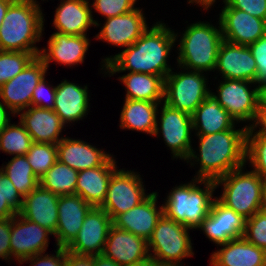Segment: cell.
<instances>
[{
    "instance_id": "obj_7",
    "label": "cell",
    "mask_w": 266,
    "mask_h": 266,
    "mask_svg": "<svg viewBox=\"0 0 266 266\" xmlns=\"http://www.w3.org/2000/svg\"><path fill=\"white\" fill-rule=\"evenodd\" d=\"M189 229L163 214L147 241L149 256L161 266H183L182 259L194 255Z\"/></svg>"
},
{
    "instance_id": "obj_3",
    "label": "cell",
    "mask_w": 266,
    "mask_h": 266,
    "mask_svg": "<svg viewBox=\"0 0 266 266\" xmlns=\"http://www.w3.org/2000/svg\"><path fill=\"white\" fill-rule=\"evenodd\" d=\"M41 9L37 0H14L0 27V50L39 56L35 45L42 40L45 21Z\"/></svg>"
},
{
    "instance_id": "obj_4",
    "label": "cell",
    "mask_w": 266,
    "mask_h": 266,
    "mask_svg": "<svg viewBox=\"0 0 266 266\" xmlns=\"http://www.w3.org/2000/svg\"><path fill=\"white\" fill-rule=\"evenodd\" d=\"M216 188L213 180L193 178L188 183H181L167 195L162 204L163 214L190 230L197 229L211 210Z\"/></svg>"
},
{
    "instance_id": "obj_36",
    "label": "cell",
    "mask_w": 266,
    "mask_h": 266,
    "mask_svg": "<svg viewBox=\"0 0 266 266\" xmlns=\"http://www.w3.org/2000/svg\"><path fill=\"white\" fill-rule=\"evenodd\" d=\"M26 157L35 175L40 179L58 160L57 145L33 142Z\"/></svg>"
},
{
    "instance_id": "obj_37",
    "label": "cell",
    "mask_w": 266,
    "mask_h": 266,
    "mask_svg": "<svg viewBox=\"0 0 266 266\" xmlns=\"http://www.w3.org/2000/svg\"><path fill=\"white\" fill-rule=\"evenodd\" d=\"M35 57L28 52L0 50V87L23 71Z\"/></svg>"
},
{
    "instance_id": "obj_34",
    "label": "cell",
    "mask_w": 266,
    "mask_h": 266,
    "mask_svg": "<svg viewBox=\"0 0 266 266\" xmlns=\"http://www.w3.org/2000/svg\"><path fill=\"white\" fill-rule=\"evenodd\" d=\"M0 170L11 180L23 198L39 185V178L28 163L26 155L13 156Z\"/></svg>"
},
{
    "instance_id": "obj_56",
    "label": "cell",
    "mask_w": 266,
    "mask_h": 266,
    "mask_svg": "<svg viewBox=\"0 0 266 266\" xmlns=\"http://www.w3.org/2000/svg\"><path fill=\"white\" fill-rule=\"evenodd\" d=\"M261 210L266 213V184H265V187H264L263 201H262Z\"/></svg>"
},
{
    "instance_id": "obj_8",
    "label": "cell",
    "mask_w": 266,
    "mask_h": 266,
    "mask_svg": "<svg viewBox=\"0 0 266 266\" xmlns=\"http://www.w3.org/2000/svg\"><path fill=\"white\" fill-rule=\"evenodd\" d=\"M180 68L170 71L164 79V101L169 106L190 115L211 93L203 72ZM186 71V72H185Z\"/></svg>"
},
{
    "instance_id": "obj_45",
    "label": "cell",
    "mask_w": 266,
    "mask_h": 266,
    "mask_svg": "<svg viewBox=\"0 0 266 266\" xmlns=\"http://www.w3.org/2000/svg\"><path fill=\"white\" fill-rule=\"evenodd\" d=\"M234 9L245 11L254 17L266 20V0H226Z\"/></svg>"
},
{
    "instance_id": "obj_43",
    "label": "cell",
    "mask_w": 266,
    "mask_h": 266,
    "mask_svg": "<svg viewBox=\"0 0 266 266\" xmlns=\"http://www.w3.org/2000/svg\"><path fill=\"white\" fill-rule=\"evenodd\" d=\"M0 196L19 213L23 205V197L17 191L11 180L0 170Z\"/></svg>"
},
{
    "instance_id": "obj_54",
    "label": "cell",
    "mask_w": 266,
    "mask_h": 266,
    "mask_svg": "<svg viewBox=\"0 0 266 266\" xmlns=\"http://www.w3.org/2000/svg\"><path fill=\"white\" fill-rule=\"evenodd\" d=\"M13 1L14 0H0V27L5 17L6 11Z\"/></svg>"
},
{
    "instance_id": "obj_18",
    "label": "cell",
    "mask_w": 266,
    "mask_h": 266,
    "mask_svg": "<svg viewBox=\"0 0 266 266\" xmlns=\"http://www.w3.org/2000/svg\"><path fill=\"white\" fill-rule=\"evenodd\" d=\"M90 46L87 35H69L54 32L47 42V48L40 51L39 57L49 68L50 62L73 67L84 63L86 53Z\"/></svg>"
},
{
    "instance_id": "obj_30",
    "label": "cell",
    "mask_w": 266,
    "mask_h": 266,
    "mask_svg": "<svg viewBox=\"0 0 266 266\" xmlns=\"http://www.w3.org/2000/svg\"><path fill=\"white\" fill-rule=\"evenodd\" d=\"M192 116L195 135H206L231 130L237 122L210 93L197 107Z\"/></svg>"
},
{
    "instance_id": "obj_53",
    "label": "cell",
    "mask_w": 266,
    "mask_h": 266,
    "mask_svg": "<svg viewBox=\"0 0 266 266\" xmlns=\"http://www.w3.org/2000/svg\"><path fill=\"white\" fill-rule=\"evenodd\" d=\"M226 0H223L225 2ZM216 0H188V4H198L204 10H209L215 4Z\"/></svg>"
},
{
    "instance_id": "obj_12",
    "label": "cell",
    "mask_w": 266,
    "mask_h": 266,
    "mask_svg": "<svg viewBox=\"0 0 266 266\" xmlns=\"http://www.w3.org/2000/svg\"><path fill=\"white\" fill-rule=\"evenodd\" d=\"M47 67L37 56L26 68L0 87L1 101L16 115L31 106L33 91L46 76Z\"/></svg>"
},
{
    "instance_id": "obj_2",
    "label": "cell",
    "mask_w": 266,
    "mask_h": 266,
    "mask_svg": "<svg viewBox=\"0 0 266 266\" xmlns=\"http://www.w3.org/2000/svg\"><path fill=\"white\" fill-rule=\"evenodd\" d=\"M246 134L247 125L241 129L234 126L231 130L195 135L199 139V154L192 149L186 160L191 166L199 163L194 178L216 181L230 171L246 166Z\"/></svg>"
},
{
    "instance_id": "obj_33",
    "label": "cell",
    "mask_w": 266,
    "mask_h": 266,
    "mask_svg": "<svg viewBox=\"0 0 266 266\" xmlns=\"http://www.w3.org/2000/svg\"><path fill=\"white\" fill-rule=\"evenodd\" d=\"M78 171L66 164H55L39 179V185L58 196L75 195Z\"/></svg>"
},
{
    "instance_id": "obj_48",
    "label": "cell",
    "mask_w": 266,
    "mask_h": 266,
    "mask_svg": "<svg viewBox=\"0 0 266 266\" xmlns=\"http://www.w3.org/2000/svg\"><path fill=\"white\" fill-rule=\"evenodd\" d=\"M63 266H94V256L77 255L66 250Z\"/></svg>"
},
{
    "instance_id": "obj_31",
    "label": "cell",
    "mask_w": 266,
    "mask_h": 266,
    "mask_svg": "<svg viewBox=\"0 0 266 266\" xmlns=\"http://www.w3.org/2000/svg\"><path fill=\"white\" fill-rule=\"evenodd\" d=\"M161 102L125 99L120 113V128L139 131L153 137Z\"/></svg>"
},
{
    "instance_id": "obj_51",
    "label": "cell",
    "mask_w": 266,
    "mask_h": 266,
    "mask_svg": "<svg viewBox=\"0 0 266 266\" xmlns=\"http://www.w3.org/2000/svg\"><path fill=\"white\" fill-rule=\"evenodd\" d=\"M94 266H119L113 260L105 257L103 254L94 256Z\"/></svg>"
},
{
    "instance_id": "obj_23",
    "label": "cell",
    "mask_w": 266,
    "mask_h": 266,
    "mask_svg": "<svg viewBox=\"0 0 266 266\" xmlns=\"http://www.w3.org/2000/svg\"><path fill=\"white\" fill-rule=\"evenodd\" d=\"M17 115L35 143L57 145L65 137H60V135L66 125L53 109L30 106Z\"/></svg>"
},
{
    "instance_id": "obj_16",
    "label": "cell",
    "mask_w": 266,
    "mask_h": 266,
    "mask_svg": "<svg viewBox=\"0 0 266 266\" xmlns=\"http://www.w3.org/2000/svg\"><path fill=\"white\" fill-rule=\"evenodd\" d=\"M143 12L142 8L136 7L134 10L120 16L106 18L95 38L112 44L114 47H124L126 49L148 29Z\"/></svg>"
},
{
    "instance_id": "obj_47",
    "label": "cell",
    "mask_w": 266,
    "mask_h": 266,
    "mask_svg": "<svg viewBox=\"0 0 266 266\" xmlns=\"http://www.w3.org/2000/svg\"><path fill=\"white\" fill-rule=\"evenodd\" d=\"M257 128L259 130H257ZM246 135H264V136H266V109H257L254 120L252 121V124L249 123L247 126V134Z\"/></svg>"
},
{
    "instance_id": "obj_19",
    "label": "cell",
    "mask_w": 266,
    "mask_h": 266,
    "mask_svg": "<svg viewBox=\"0 0 266 266\" xmlns=\"http://www.w3.org/2000/svg\"><path fill=\"white\" fill-rule=\"evenodd\" d=\"M158 192H152L139 205L129 211L117 215L113 226L131 232L146 241L152 236L156 224L163 216V206H157Z\"/></svg>"
},
{
    "instance_id": "obj_32",
    "label": "cell",
    "mask_w": 266,
    "mask_h": 266,
    "mask_svg": "<svg viewBox=\"0 0 266 266\" xmlns=\"http://www.w3.org/2000/svg\"><path fill=\"white\" fill-rule=\"evenodd\" d=\"M126 87L125 99L164 101V78L153 74L129 72L118 77Z\"/></svg>"
},
{
    "instance_id": "obj_14",
    "label": "cell",
    "mask_w": 266,
    "mask_h": 266,
    "mask_svg": "<svg viewBox=\"0 0 266 266\" xmlns=\"http://www.w3.org/2000/svg\"><path fill=\"white\" fill-rule=\"evenodd\" d=\"M112 225V219L106 211L93 207L86 215L77 237L66 248L67 251L86 256L102 254Z\"/></svg>"
},
{
    "instance_id": "obj_24",
    "label": "cell",
    "mask_w": 266,
    "mask_h": 266,
    "mask_svg": "<svg viewBox=\"0 0 266 266\" xmlns=\"http://www.w3.org/2000/svg\"><path fill=\"white\" fill-rule=\"evenodd\" d=\"M56 8L53 26L56 32L69 35H87L91 26L101 24L93 18L89 0H62Z\"/></svg>"
},
{
    "instance_id": "obj_13",
    "label": "cell",
    "mask_w": 266,
    "mask_h": 266,
    "mask_svg": "<svg viewBox=\"0 0 266 266\" xmlns=\"http://www.w3.org/2000/svg\"><path fill=\"white\" fill-rule=\"evenodd\" d=\"M224 40L250 46L266 33V20L232 8L226 1L219 14Z\"/></svg>"
},
{
    "instance_id": "obj_49",
    "label": "cell",
    "mask_w": 266,
    "mask_h": 266,
    "mask_svg": "<svg viewBox=\"0 0 266 266\" xmlns=\"http://www.w3.org/2000/svg\"><path fill=\"white\" fill-rule=\"evenodd\" d=\"M9 110L10 109L2 101H0V133L11 122V114L15 117V114Z\"/></svg>"
},
{
    "instance_id": "obj_5",
    "label": "cell",
    "mask_w": 266,
    "mask_h": 266,
    "mask_svg": "<svg viewBox=\"0 0 266 266\" xmlns=\"http://www.w3.org/2000/svg\"><path fill=\"white\" fill-rule=\"evenodd\" d=\"M218 28L209 22L188 24L178 41L177 66L199 72L215 71L217 55L224 38L220 22Z\"/></svg>"
},
{
    "instance_id": "obj_22",
    "label": "cell",
    "mask_w": 266,
    "mask_h": 266,
    "mask_svg": "<svg viewBox=\"0 0 266 266\" xmlns=\"http://www.w3.org/2000/svg\"><path fill=\"white\" fill-rule=\"evenodd\" d=\"M93 206L79 195L59 196L56 246L67 248L77 237L83 221Z\"/></svg>"
},
{
    "instance_id": "obj_41",
    "label": "cell",
    "mask_w": 266,
    "mask_h": 266,
    "mask_svg": "<svg viewBox=\"0 0 266 266\" xmlns=\"http://www.w3.org/2000/svg\"><path fill=\"white\" fill-rule=\"evenodd\" d=\"M45 76L39 81L33 91L31 106L53 109L55 106L56 86L48 84ZM48 97V98H47ZM48 99V100H47ZM46 100V103L45 101ZM47 101H49L47 103Z\"/></svg>"
},
{
    "instance_id": "obj_15",
    "label": "cell",
    "mask_w": 266,
    "mask_h": 266,
    "mask_svg": "<svg viewBox=\"0 0 266 266\" xmlns=\"http://www.w3.org/2000/svg\"><path fill=\"white\" fill-rule=\"evenodd\" d=\"M49 230L32 222L19 213L11 218V260H21L44 253L49 246Z\"/></svg>"
},
{
    "instance_id": "obj_52",
    "label": "cell",
    "mask_w": 266,
    "mask_h": 266,
    "mask_svg": "<svg viewBox=\"0 0 266 266\" xmlns=\"http://www.w3.org/2000/svg\"><path fill=\"white\" fill-rule=\"evenodd\" d=\"M258 101L257 109H266V82L258 86Z\"/></svg>"
},
{
    "instance_id": "obj_42",
    "label": "cell",
    "mask_w": 266,
    "mask_h": 266,
    "mask_svg": "<svg viewBox=\"0 0 266 266\" xmlns=\"http://www.w3.org/2000/svg\"><path fill=\"white\" fill-rule=\"evenodd\" d=\"M248 47L257 65L254 83L260 86L266 82V33Z\"/></svg>"
},
{
    "instance_id": "obj_39",
    "label": "cell",
    "mask_w": 266,
    "mask_h": 266,
    "mask_svg": "<svg viewBox=\"0 0 266 266\" xmlns=\"http://www.w3.org/2000/svg\"><path fill=\"white\" fill-rule=\"evenodd\" d=\"M243 237L255 246L266 251V213L262 210L245 220Z\"/></svg>"
},
{
    "instance_id": "obj_27",
    "label": "cell",
    "mask_w": 266,
    "mask_h": 266,
    "mask_svg": "<svg viewBox=\"0 0 266 266\" xmlns=\"http://www.w3.org/2000/svg\"><path fill=\"white\" fill-rule=\"evenodd\" d=\"M58 161L79 171L104 165L113 155L80 139L64 137L57 144Z\"/></svg>"
},
{
    "instance_id": "obj_17",
    "label": "cell",
    "mask_w": 266,
    "mask_h": 266,
    "mask_svg": "<svg viewBox=\"0 0 266 266\" xmlns=\"http://www.w3.org/2000/svg\"><path fill=\"white\" fill-rule=\"evenodd\" d=\"M245 220L240 214L227 208L216 197L208 216L197 230L201 229L206 237L218 246L243 237Z\"/></svg>"
},
{
    "instance_id": "obj_46",
    "label": "cell",
    "mask_w": 266,
    "mask_h": 266,
    "mask_svg": "<svg viewBox=\"0 0 266 266\" xmlns=\"http://www.w3.org/2000/svg\"><path fill=\"white\" fill-rule=\"evenodd\" d=\"M11 218L0 220V259L11 260Z\"/></svg>"
},
{
    "instance_id": "obj_25",
    "label": "cell",
    "mask_w": 266,
    "mask_h": 266,
    "mask_svg": "<svg viewBox=\"0 0 266 266\" xmlns=\"http://www.w3.org/2000/svg\"><path fill=\"white\" fill-rule=\"evenodd\" d=\"M56 86L54 112L61 121L66 124L82 120L88 115L89 110V92L88 85H81L63 79ZM71 122V123H70Z\"/></svg>"
},
{
    "instance_id": "obj_35",
    "label": "cell",
    "mask_w": 266,
    "mask_h": 266,
    "mask_svg": "<svg viewBox=\"0 0 266 266\" xmlns=\"http://www.w3.org/2000/svg\"><path fill=\"white\" fill-rule=\"evenodd\" d=\"M33 143L23 124L9 123L0 133V150L10 156L26 155Z\"/></svg>"
},
{
    "instance_id": "obj_40",
    "label": "cell",
    "mask_w": 266,
    "mask_h": 266,
    "mask_svg": "<svg viewBox=\"0 0 266 266\" xmlns=\"http://www.w3.org/2000/svg\"><path fill=\"white\" fill-rule=\"evenodd\" d=\"M91 9H94L103 17L120 16L134 10L137 0H93ZM93 7V8H92Z\"/></svg>"
},
{
    "instance_id": "obj_26",
    "label": "cell",
    "mask_w": 266,
    "mask_h": 266,
    "mask_svg": "<svg viewBox=\"0 0 266 266\" xmlns=\"http://www.w3.org/2000/svg\"><path fill=\"white\" fill-rule=\"evenodd\" d=\"M59 196L38 185L23 198L19 214L49 230L54 237L58 224Z\"/></svg>"
},
{
    "instance_id": "obj_11",
    "label": "cell",
    "mask_w": 266,
    "mask_h": 266,
    "mask_svg": "<svg viewBox=\"0 0 266 266\" xmlns=\"http://www.w3.org/2000/svg\"><path fill=\"white\" fill-rule=\"evenodd\" d=\"M217 87L216 93H211L220 105L238 123L254 120L258 101V85L252 81L237 79H222ZM254 85L253 89L251 85ZM250 85V86H249Z\"/></svg>"
},
{
    "instance_id": "obj_29",
    "label": "cell",
    "mask_w": 266,
    "mask_h": 266,
    "mask_svg": "<svg viewBox=\"0 0 266 266\" xmlns=\"http://www.w3.org/2000/svg\"><path fill=\"white\" fill-rule=\"evenodd\" d=\"M218 246L221 249L211 254V266H266V251L251 244L244 237Z\"/></svg>"
},
{
    "instance_id": "obj_1",
    "label": "cell",
    "mask_w": 266,
    "mask_h": 266,
    "mask_svg": "<svg viewBox=\"0 0 266 266\" xmlns=\"http://www.w3.org/2000/svg\"><path fill=\"white\" fill-rule=\"evenodd\" d=\"M152 25L122 52L102 59L101 70H104V76L108 74L107 76L111 77L116 73L128 71L153 74L165 79L169 72L174 70L167 64V60L179 34L162 21Z\"/></svg>"
},
{
    "instance_id": "obj_44",
    "label": "cell",
    "mask_w": 266,
    "mask_h": 266,
    "mask_svg": "<svg viewBox=\"0 0 266 266\" xmlns=\"http://www.w3.org/2000/svg\"><path fill=\"white\" fill-rule=\"evenodd\" d=\"M66 250L67 249L64 247H57L56 251H54L56 255H48V253L45 254V252L39 253L25 258L18 263L22 264L27 261L26 263L30 262L29 266H63Z\"/></svg>"
},
{
    "instance_id": "obj_6",
    "label": "cell",
    "mask_w": 266,
    "mask_h": 266,
    "mask_svg": "<svg viewBox=\"0 0 266 266\" xmlns=\"http://www.w3.org/2000/svg\"><path fill=\"white\" fill-rule=\"evenodd\" d=\"M239 167L215 181L222 185V195L217 199L227 208L248 219L261 210L266 181L254 170L244 172Z\"/></svg>"
},
{
    "instance_id": "obj_38",
    "label": "cell",
    "mask_w": 266,
    "mask_h": 266,
    "mask_svg": "<svg viewBox=\"0 0 266 266\" xmlns=\"http://www.w3.org/2000/svg\"><path fill=\"white\" fill-rule=\"evenodd\" d=\"M245 161L266 181V136L246 135Z\"/></svg>"
},
{
    "instance_id": "obj_28",
    "label": "cell",
    "mask_w": 266,
    "mask_h": 266,
    "mask_svg": "<svg viewBox=\"0 0 266 266\" xmlns=\"http://www.w3.org/2000/svg\"><path fill=\"white\" fill-rule=\"evenodd\" d=\"M112 156L104 165L78 172L75 194L93 207H100L105 201L113 172L119 168Z\"/></svg>"
},
{
    "instance_id": "obj_21",
    "label": "cell",
    "mask_w": 266,
    "mask_h": 266,
    "mask_svg": "<svg viewBox=\"0 0 266 266\" xmlns=\"http://www.w3.org/2000/svg\"><path fill=\"white\" fill-rule=\"evenodd\" d=\"M257 65L248 46L223 40L216 68L222 79L255 81Z\"/></svg>"
},
{
    "instance_id": "obj_50",
    "label": "cell",
    "mask_w": 266,
    "mask_h": 266,
    "mask_svg": "<svg viewBox=\"0 0 266 266\" xmlns=\"http://www.w3.org/2000/svg\"><path fill=\"white\" fill-rule=\"evenodd\" d=\"M18 213L8 204L6 199L0 196V220L12 218Z\"/></svg>"
},
{
    "instance_id": "obj_9",
    "label": "cell",
    "mask_w": 266,
    "mask_h": 266,
    "mask_svg": "<svg viewBox=\"0 0 266 266\" xmlns=\"http://www.w3.org/2000/svg\"><path fill=\"white\" fill-rule=\"evenodd\" d=\"M161 106V111L159 109L157 111V116L160 114V117H156V128L153 137H159L161 135L159 133H162L165 145L171 150L172 158H180L186 161L193 149L191 144L192 116L169 106L165 102H162Z\"/></svg>"
},
{
    "instance_id": "obj_55",
    "label": "cell",
    "mask_w": 266,
    "mask_h": 266,
    "mask_svg": "<svg viewBox=\"0 0 266 266\" xmlns=\"http://www.w3.org/2000/svg\"><path fill=\"white\" fill-rule=\"evenodd\" d=\"M131 266H161L155 258L148 257L147 259L138 262L136 264H133Z\"/></svg>"
},
{
    "instance_id": "obj_20",
    "label": "cell",
    "mask_w": 266,
    "mask_h": 266,
    "mask_svg": "<svg viewBox=\"0 0 266 266\" xmlns=\"http://www.w3.org/2000/svg\"><path fill=\"white\" fill-rule=\"evenodd\" d=\"M102 254L119 266H131L149 257L148 242L112 225Z\"/></svg>"
},
{
    "instance_id": "obj_10",
    "label": "cell",
    "mask_w": 266,
    "mask_h": 266,
    "mask_svg": "<svg viewBox=\"0 0 266 266\" xmlns=\"http://www.w3.org/2000/svg\"><path fill=\"white\" fill-rule=\"evenodd\" d=\"M141 175L134 170L116 169L110 179L105 201L100 206L113 220L144 201L145 193Z\"/></svg>"
}]
</instances>
